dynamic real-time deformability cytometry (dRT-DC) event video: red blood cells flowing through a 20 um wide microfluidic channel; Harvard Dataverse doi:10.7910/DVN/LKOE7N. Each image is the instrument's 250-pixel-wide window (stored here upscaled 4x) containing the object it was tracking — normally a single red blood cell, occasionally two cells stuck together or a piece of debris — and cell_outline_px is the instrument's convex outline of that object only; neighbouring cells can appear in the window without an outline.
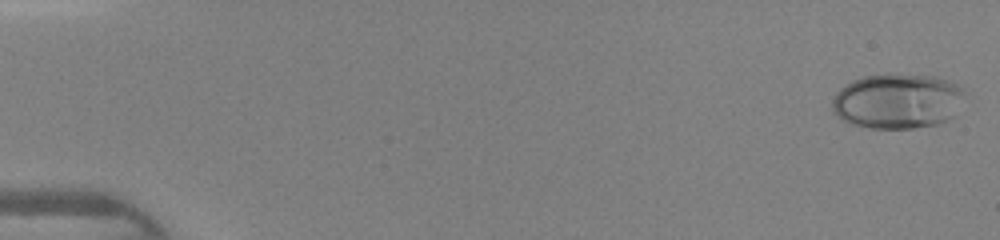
{"species": "human", "species_latin": "Homo sapiens", "temperature_condition": "warm", "stored_images_in_passage": 45, "camera_frame_rate_fps": 3000, "um_per_image_px": 0.085, "donor": {"sex": "female"}, "frame": {"image": 1, "passage_image": 1, "time_ms": 0.0, "image_size_px": [1000, 240], "cell_outline_px": [[964, 88], [956, 116], [936, 124], [912, 128], [872, 128], [848, 124], [832, 112], [832, 100], [836, 92], [840, 88], [852, 80], [864, 76], [888, 72], [932, 76], [956, 84]], "centroid_in_image_um": [76.24, 8.58], "position_along_channel_um": 8.8, "area_um2": 42.95}}
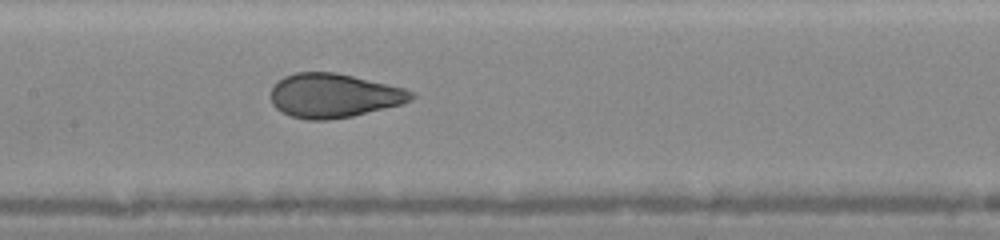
{"frame": {"image": 2, "passage_image": 23, "time_ms": 7.333, "image_size_px": [1000, 240], "cell_outline_px": [[416, 96], [412, 100], [404, 104], [352, 116], [328, 120], [308, 120], [292, 116], [280, 112], [272, 104], [272, 88], [276, 80], [284, 76], [296, 72], [336, 72], [404, 88], [416, 92]], "centroid_in_image_um": [28.39, 8.12], "position_along_channel_um": 179.0, "area_um2": 36.36}}
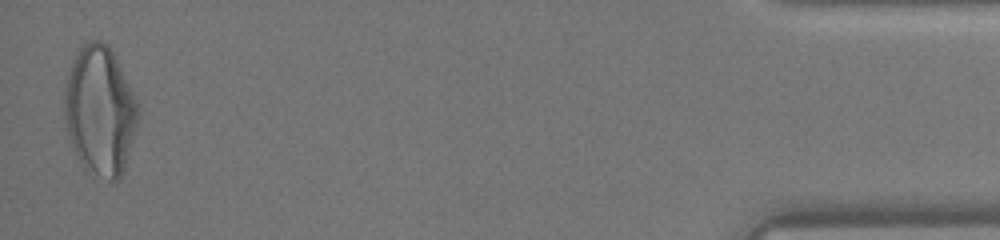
{"frame": {"image": 3, "passage_image": 45, "time_ms": 14.667, "image_size_px": [1000, 240], "cell_outline_px": [[140, 116], [124, 168], [120, 176], [116, 180], [112, 180], [84, 168], [72, 144], [68, 132], [64, 112], [64, 104], [68, 76], [76, 52], [80, 44], [88, 40], [100, 40], [108, 44], [112, 48], [136, 100], [140, 112]], "centroid_in_image_um": [8.52, 9.34], "position_along_channel_um": 426.7, "area_um2": 54.74}}